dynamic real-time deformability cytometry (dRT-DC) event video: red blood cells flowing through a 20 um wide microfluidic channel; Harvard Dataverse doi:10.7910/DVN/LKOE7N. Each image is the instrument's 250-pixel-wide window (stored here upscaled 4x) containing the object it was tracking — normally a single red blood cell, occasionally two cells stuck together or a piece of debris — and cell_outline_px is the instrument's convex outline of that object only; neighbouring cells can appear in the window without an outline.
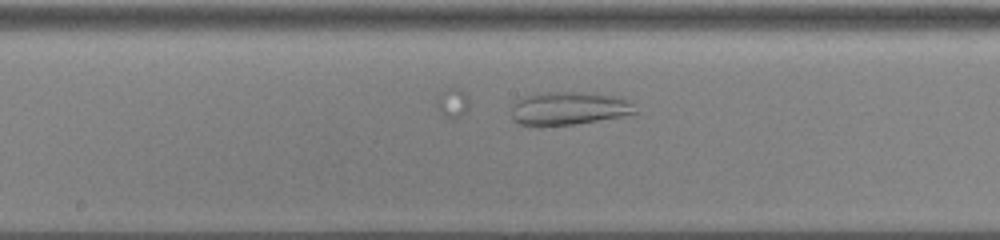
{"species": "common noctule bat (a hibernating species)", "species_latin": "Nyctalus noctula", "temperature_condition": "cold", "stored_images_in_passage": 43, "camera_frame_rate_fps": 3000, "um_per_image_px": 0.085, "animal": {"sex": "male", "body_mass_g": 13.0, "forearm_length_mm": 53.1}, "frame": {"image": 1, "passage_image": 23, "time_ms": 7.333, "image_size_px": [1000, 240], "cell_outline_px": [[636, 112], [624, 116], [572, 124], [516, 124], [512, 120], [512, 104], [516, 100], [528, 96], [548, 92], [580, 92], [612, 96], [624, 100], [632, 104]], "centroid_in_image_um": [48.3, 9.21], "position_along_channel_um": 199.9, "area_um2": 23.12}}
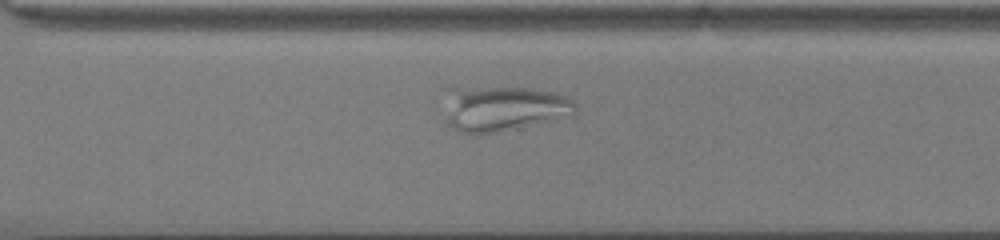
{"frame": {"image": 2, "passage_image": 33, "time_ms": 10.667, "image_size_px": [1000, 240], "cell_outline_px": [[576, 112], [572, 116], [496, 132], [460, 132], [452, 128], [448, 124], [444, 88], [448, 84], [452, 84], [528, 88], [548, 92], [564, 96], [572, 100], [576, 104]], "centroid_in_image_um": [42.68, 9.14], "position_along_channel_um": 327.9, "area_um2": 35.32}}
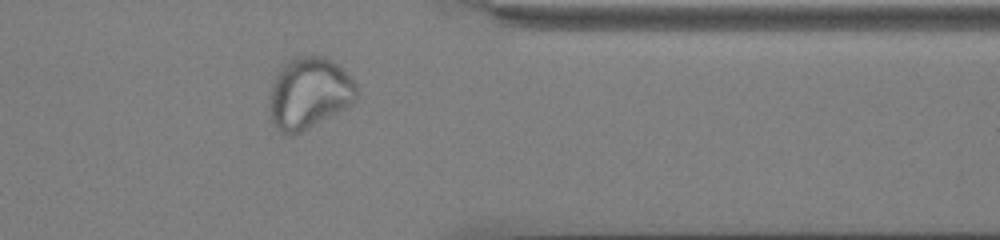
{"frame": {"image": 3, "passage_image": 38, "time_ms": 12.333, "image_size_px": [1000, 240], "cell_outline_px": [[360, 92], [356, 100], [352, 104], [300, 132], [292, 136], [280, 132], [272, 120], [272, 84], [276, 72], [288, 60], [296, 56], [324, 56], [332, 60], [356, 84]], "centroid_in_image_um": [26.3, 7.9], "position_along_channel_um": 385.1, "area_um2": 35.66}}